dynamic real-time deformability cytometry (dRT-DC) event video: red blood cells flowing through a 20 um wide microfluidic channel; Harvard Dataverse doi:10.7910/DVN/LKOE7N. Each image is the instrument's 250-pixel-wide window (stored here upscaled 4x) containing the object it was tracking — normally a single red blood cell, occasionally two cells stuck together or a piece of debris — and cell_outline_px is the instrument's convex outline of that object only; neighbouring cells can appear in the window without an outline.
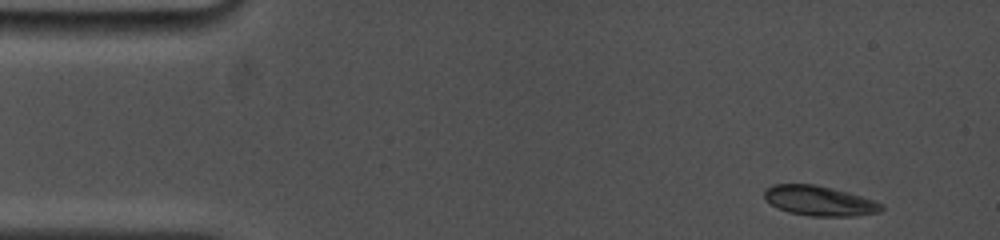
{"species": "common noctule bat (a hibernating species)", "species_latin": "Nyctalus noctula", "temperature_condition": "cold", "stored_images_in_passage": 47, "camera_frame_rate_fps": 5000, "um_per_image_px": 0.085, "animal": {"sex": "female", "body_mass_g": 19.0, "forearm_length_mm": 53.3}, "frame": {"image": 1, "passage_image": 1, "time_ms": 0.0, "image_size_px": [1000, 240], "cell_outline_px": [[884, 208], [880, 212], [856, 216], [812, 216], [788, 212], [776, 208], [764, 196], [764, 188], [772, 184], [816, 184], [848, 192], [884, 204]], "centroid_in_image_um": [69.64, 17.07], "position_along_channel_um": 15.4, "area_um2": 20.46}}
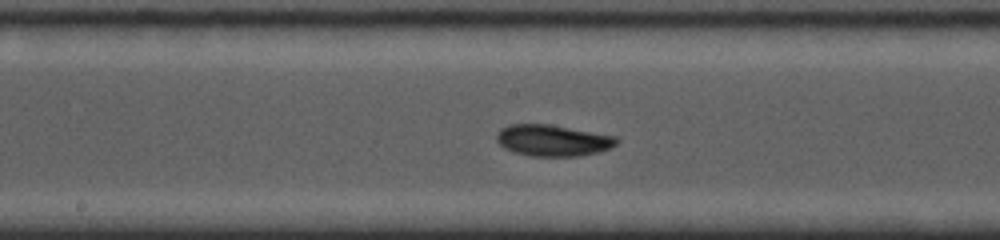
{"frame": {"image": 2, "passage_image": 23, "time_ms": 7.4, "image_size_px": [1000, 240], "cell_outline_px": [[620, 140], [616, 144], [600, 152], [580, 156], [532, 156], [512, 152], [504, 148], [496, 140], [496, 132], [500, 128], [508, 124], [548, 124], [616, 136]], "centroid_in_image_um": [46.95, 11.93], "position_along_channel_um": 201.2, "area_um2": 22.08}}
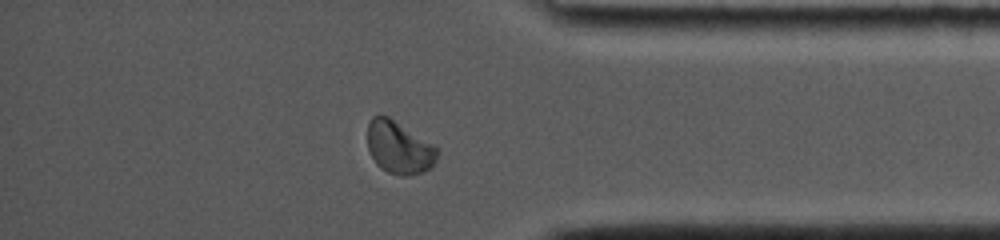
{"frame": {"image": 3, "passage_image": 40, "time_ms": 12.8, "image_size_px": [1000, 240], "cell_outline_px": [[440, 148], [436, 160], [432, 168], [424, 172], [408, 176], [400, 176], [388, 172], [380, 168], [376, 164], [368, 148], [368, 124], [372, 116], [388, 116]], "centroid_in_image_um": [33.95, 12.56], "position_along_channel_um": 401.2, "area_um2": 21.56}, "authors_computed_cell_mechanics": {"area_um2": 21.386, "velocity_mm_per_s": 3.7942, "shape_relaxation_time_tau1_ms": 5.1489, "shape_relaxation_time_tau2_ms": 2.727, "deformation_change_tau1": 0.1483, "deformation_change_tau2": 0.0407}}